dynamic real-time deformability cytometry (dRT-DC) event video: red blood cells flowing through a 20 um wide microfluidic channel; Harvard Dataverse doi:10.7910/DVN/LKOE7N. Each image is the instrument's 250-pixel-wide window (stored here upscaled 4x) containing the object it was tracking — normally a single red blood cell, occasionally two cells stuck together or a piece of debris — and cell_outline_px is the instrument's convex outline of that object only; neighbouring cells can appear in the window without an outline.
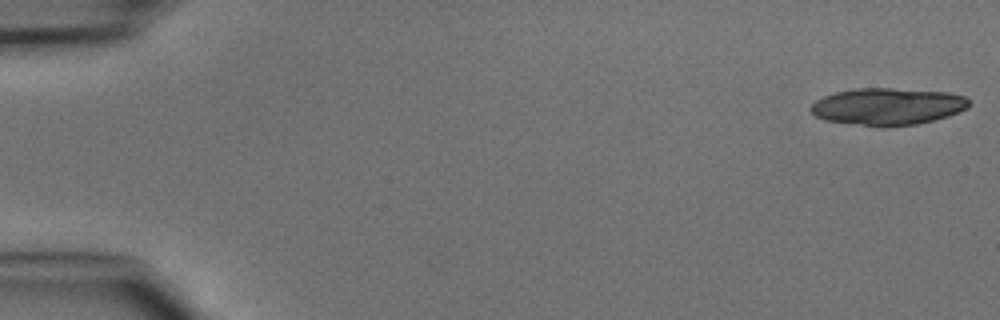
{"species": "common noctule bat (a hibernating species)", "species_latin": "Nyctalus noctula", "temperature_condition": "cold", "stored_images_in_passage": 17, "camera_frame_rate_fps": 3000, "um_per_image_px": 0.085, "animal": {"sex": "male", "body_mass_g": 15.6}, "frame": {"image": 1, "passage_image": 1, "time_ms": 0.0, "image_size_px": [1000, 320], "cell_outline_px": [[968, 108], [948, 116], [916, 124], [880, 128], [824, 120], [816, 116], [808, 108], [816, 100], [824, 96], [836, 92], [856, 88], [892, 88], [948, 92], [964, 96], [968, 100]], "centroid_in_image_um": [75.42, 9.06], "position_along_channel_um": 9.6, "area_um2": 34.33}}